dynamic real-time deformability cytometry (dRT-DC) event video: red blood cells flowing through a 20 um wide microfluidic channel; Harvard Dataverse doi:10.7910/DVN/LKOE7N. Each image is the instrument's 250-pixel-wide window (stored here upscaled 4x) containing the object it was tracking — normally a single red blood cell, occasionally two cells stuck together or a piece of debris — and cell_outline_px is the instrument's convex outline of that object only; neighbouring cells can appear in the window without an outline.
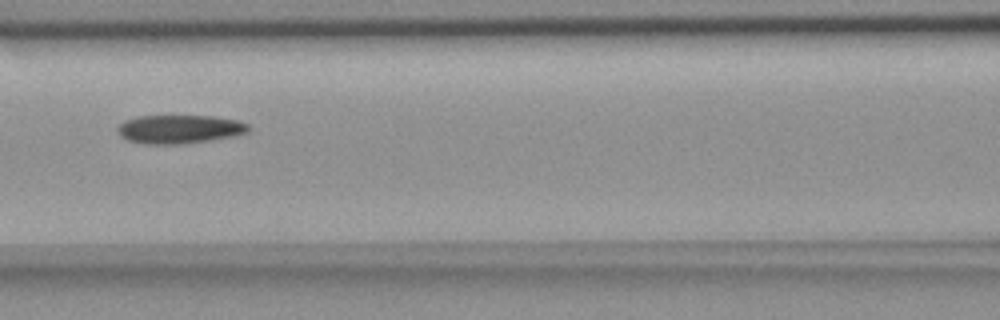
{"species": "common noctule bat (a hibernating species)", "species_latin": "Nyctalus noctula", "temperature_condition": "room temperature", "stored_images_in_passage": 8, "camera_frame_rate_fps": 3000, "um_per_image_px": 0.085, "animal": {"sex": "female", "body_mass_g": 18.4}, "frame": {"image": 1, "passage_image": 7, "time_ms": 7.667, "image_size_px": [1000, 320], "cell_outline_px": [[248, 128], [244, 132], [232, 136], [208, 140], [176, 144], [148, 144], [128, 140], [120, 136], [116, 128], [124, 120], [140, 116], [216, 116], [236, 120], [248, 124]], "centroid_in_image_um": [15.19, 10.97], "position_along_channel_um": 151.4, "area_um2": 21.44}}
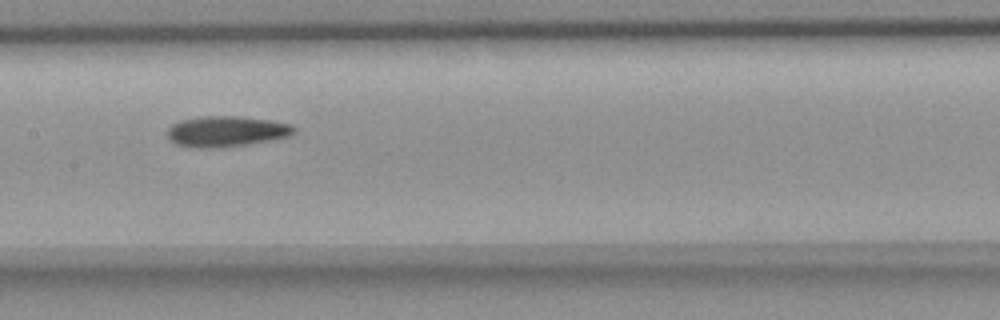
{"frame": {"image": 2, "passage_image": 8, "time_ms": 8.667, "image_size_px": [1000, 320], "cell_outline_px": [[296, 132], [288, 136], [272, 140], [224, 148], [188, 148], [176, 144], [168, 140], [168, 128], [172, 124], [180, 120], [200, 116], [236, 116], [272, 120], [292, 124], [296, 128]], "centroid_in_image_um": [19.23, 11.18], "position_along_channel_um": 188.2, "area_um2": 23.12}}